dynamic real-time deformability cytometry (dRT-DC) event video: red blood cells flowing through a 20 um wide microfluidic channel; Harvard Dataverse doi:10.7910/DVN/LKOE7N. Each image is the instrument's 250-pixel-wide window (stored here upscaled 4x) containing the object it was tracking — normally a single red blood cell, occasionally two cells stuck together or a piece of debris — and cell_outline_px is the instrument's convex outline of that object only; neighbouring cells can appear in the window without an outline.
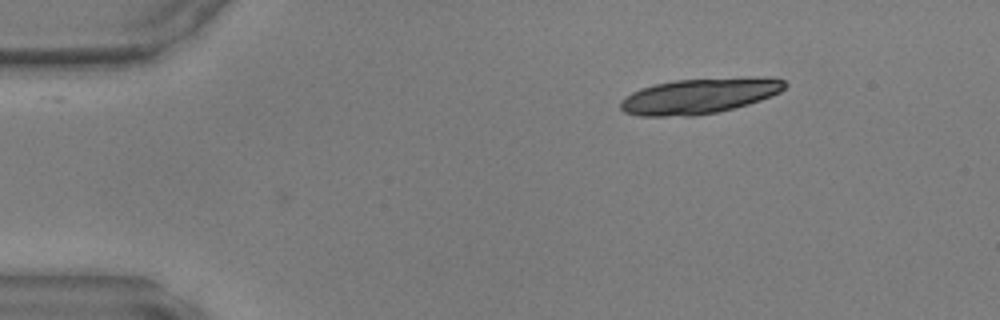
{"species": "common noctule bat (a hibernating species)", "species_latin": "Nyctalus noctula", "temperature_condition": "warm", "stored_images_in_passage": 2, "camera_frame_rate_fps": 3000, "um_per_image_px": 0.085, "animal": {"sex": "male", "body_mass_g": 17.9, "forearm_length_mm": 54.2}, "frame": {"image": 1, "passage_image": 2, "time_ms": 0.333, "image_size_px": [1000, 320], "cell_outline_px": [[788, 84], [780, 92], [772, 96], [748, 104], [716, 112], [692, 116], [640, 116], [624, 112], [620, 108], [620, 100], [632, 92], [640, 88], [656, 84], [676, 80], [784, 80]], "centroid_in_image_um": [59.29, 8.22], "position_along_channel_um": 25.7, "area_um2": 32.43}}